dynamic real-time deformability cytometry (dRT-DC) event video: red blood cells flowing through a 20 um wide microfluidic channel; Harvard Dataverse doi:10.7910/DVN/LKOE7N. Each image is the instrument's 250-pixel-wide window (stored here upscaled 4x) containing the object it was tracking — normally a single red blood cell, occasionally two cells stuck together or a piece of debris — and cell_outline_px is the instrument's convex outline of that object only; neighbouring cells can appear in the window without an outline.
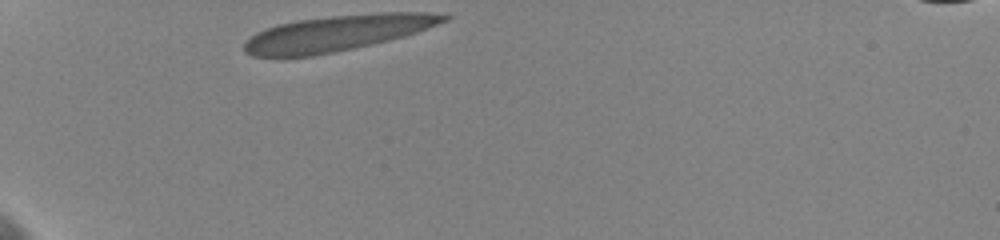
{"species": "human", "species_latin": "Homo sapiens", "temperature_condition": "cold", "stored_images_in_passage": 8, "camera_frame_rate_fps": 3000, "um_per_image_px": 0.085, "donor": {"sex": "female"}, "frame": {"image": 1, "passage_image": 1, "time_ms": 0.0, "image_size_px": [1000, 240], "cell_outline_px": [[452, 16], [448, 20], [416, 32], [404, 36], [372, 44], [312, 56], [284, 60], [276, 60], [252, 56], [244, 52], [244, 40], [256, 32], [276, 24], [300, 20], [328, 16], [380, 12], [448, 12]], "centroid_in_image_um": [28.59, 2.84], "position_along_channel_um": 56.4, "area_um2": 42.6}}
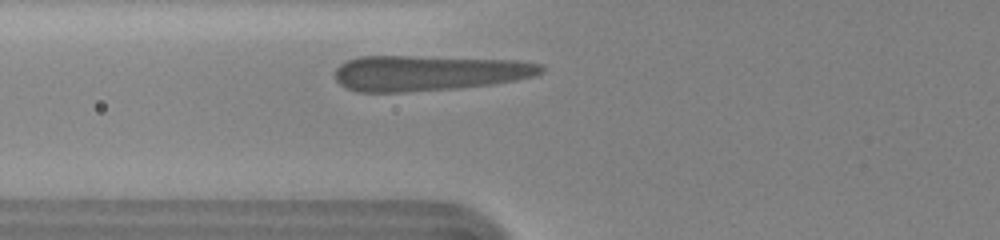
{"frame": {"image": 2, "passage_image": 5, "time_ms": 1.667, "image_size_px": [1000, 240], "cell_outline_px": [[544, 72], [536, 76], [516, 80], [492, 84], [456, 88], [404, 92], [360, 92], [348, 88], [340, 84], [336, 80], [336, 68], [340, 64], [348, 60], [360, 56], [412, 56], [516, 60], [544, 64]], "centroid_in_image_um": [36.48, 6.2], "position_along_channel_um": 89.3, "area_um2": 42.66}}